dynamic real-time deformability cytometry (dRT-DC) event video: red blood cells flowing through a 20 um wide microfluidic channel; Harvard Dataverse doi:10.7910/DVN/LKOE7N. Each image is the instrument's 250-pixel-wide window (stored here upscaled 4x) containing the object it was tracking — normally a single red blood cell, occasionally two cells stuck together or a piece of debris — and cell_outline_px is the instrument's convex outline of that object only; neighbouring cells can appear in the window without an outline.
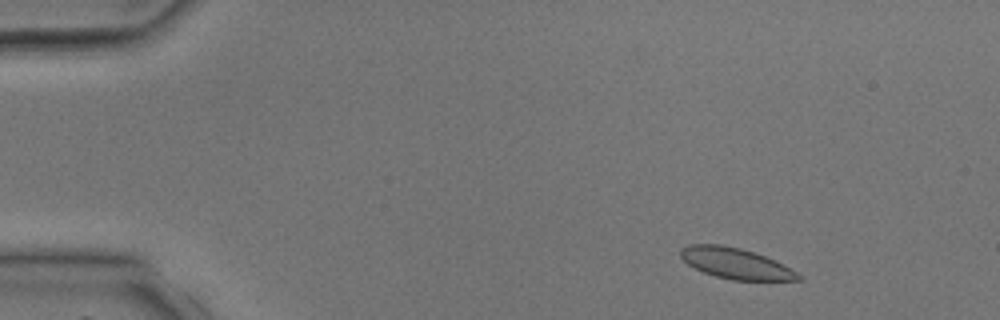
{"species": "common noctule bat (a hibernating species)", "species_latin": "Nyctalus noctula", "temperature_condition": "room temperature", "stored_images_in_passage": 3, "camera_frame_rate_fps": 3000, "um_per_image_px": 0.085, "animal": {"sex": "male", "body_mass_g": 17.9, "forearm_length_mm": 54.2}, "frame": {"image": 1, "passage_image": 1, "time_ms": 0.0, "image_size_px": [1000, 320], "cell_outline_px": [[804, 280], [732, 280], [716, 276], [704, 272], [688, 264], [680, 256], [680, 248], [688, 244], [720, 244], [740, 248], [776, 260], [804, 276]], "centroid_in_image_um": [62.55, 22.39], "position_along_channel_um": 22.4, "area_um2": 21.1}}